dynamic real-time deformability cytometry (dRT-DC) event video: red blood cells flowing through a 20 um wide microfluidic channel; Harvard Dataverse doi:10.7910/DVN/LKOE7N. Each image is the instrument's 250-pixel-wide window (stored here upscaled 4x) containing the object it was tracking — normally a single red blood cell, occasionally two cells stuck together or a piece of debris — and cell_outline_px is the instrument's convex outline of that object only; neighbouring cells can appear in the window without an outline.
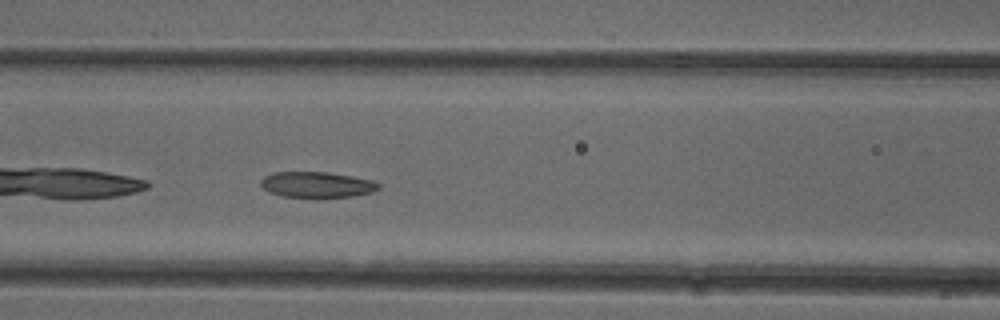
{"species": "common noctule bat (a hibernating species)", "species_latin": "Nyctalus noctula", "temperature_condition": "cold", "stored_images_in_passage": 28, "camera_frame_rate_fps": 3000, "um_per_image_px": 0.085, "animal": {"sex": "female"}, "frame": {"image": 1, "passage_image": 6, "time_ms": 1.667, "image_size_px": [1000, 320], "cell_outline_px": [[380, 188], [372, 192], [352, 196], [316, 200], [284, 196], [268, 192], [260, 184], [260, 180], [264, 176], [272, 172], [328, 172], [352, 176], [372, 180], [380, 184]], "centroid_in_image_um": [26.92, 15.73], "position_along_channel_um": 139.7, "area_um2": 18.38}}
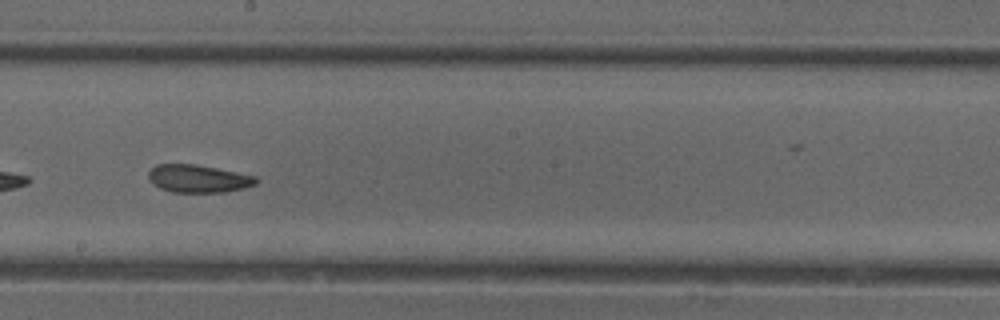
{"frame": {"image": 2, "passage_image": 13, "time_ms": 4.0, "image_size_px": [1000, 320], "cell_outline_px": [[256, 184], [244, 188], [224, 192], [172, 192], [160, 188], [152, 184], [148, 180], [148, 172], [156, 164], [196, 164], [256, 176]], "centroid_in_image_um": [16.81, 15.18], "position_along_channel_um": 231.4, "area_um2": 17.4}}
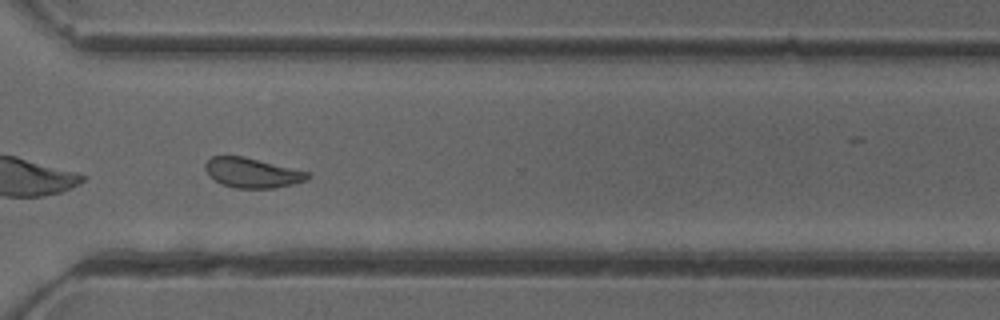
{"frame": {"image": 3, "passage_image": 22, "time_ms": 7.0, "image_size_px": [1000, 320], "cell_outline_px": [[312, 176], [308, 180], [276, 188], [236, 188], [224, 184], [208, 176], [204, 168], [204, 164], [212, 156], [244, 156], [312, 172]], "centroid_in_image_um": [21.49, 14.68], "position_along_channel_um": 349.1, "area_um2": 18.03}}